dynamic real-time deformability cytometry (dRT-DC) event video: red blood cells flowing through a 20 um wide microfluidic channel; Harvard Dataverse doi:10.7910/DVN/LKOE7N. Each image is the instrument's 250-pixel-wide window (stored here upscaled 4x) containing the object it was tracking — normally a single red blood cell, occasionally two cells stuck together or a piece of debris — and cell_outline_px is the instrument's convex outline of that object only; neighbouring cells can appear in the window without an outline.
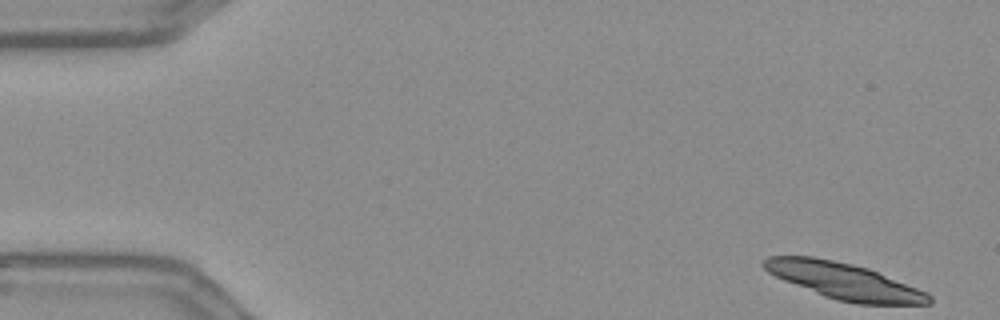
{"species": "Egyptian fruit bat (a non-hibernating species)", "species_latin": "Rousettus aegyptiacus", "temperature_condition": "warm", "stored_images_in_passage": 49, "camera_frame_rate_fps": 3000, "um_per_image_px": 0.085, "frame": {"image": 1, "passage_image": 1, "time_ms": 0.0, "image_size_px": [1000, 320], "cell_outline_px": [[932, 304], [856, 304], [836, 300], [824, 296], [784, 280], [768, 272], [760, 264], [768, 256], [812, 256], [852, 264], [868, 268], [928, 292], [932, 296]], "centroid_in_image_um": [71.77, 23.89], "position_along_channel_um": 13.2, "area_um2": 34.85}}
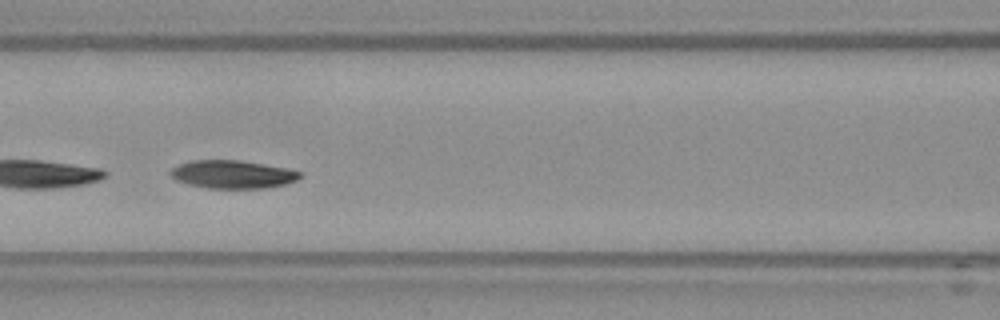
{"frame": {"image": 2, "passage_image": 23, "time_ms": 7.333, "image_size_px": [1000, 320], "cell_outline_px": [[304, 176], [296, 180], [284, 184], [264, 188], [204, 188], [188, 184], [176, 180], [168, 172], [172, 168], [188, 160], [236, 160], [264, 164], [284, 168], [300, 172]], "centroid_in_image_um": [19.73, 14.82], "position_along_channel_um": 146.9, "area_um2": 21.1}, "authors_computed_cell_mechanics": {"area_um2": 21.8484, "velocity_mm_per_s": 3.6136, "shape_relaxation_time_tau1_ms": 5.867, "shape_relaxation_time_tau2_ms": null, "deformation_change_tau1": 0.1456, "deformation_change_tau2": null}}